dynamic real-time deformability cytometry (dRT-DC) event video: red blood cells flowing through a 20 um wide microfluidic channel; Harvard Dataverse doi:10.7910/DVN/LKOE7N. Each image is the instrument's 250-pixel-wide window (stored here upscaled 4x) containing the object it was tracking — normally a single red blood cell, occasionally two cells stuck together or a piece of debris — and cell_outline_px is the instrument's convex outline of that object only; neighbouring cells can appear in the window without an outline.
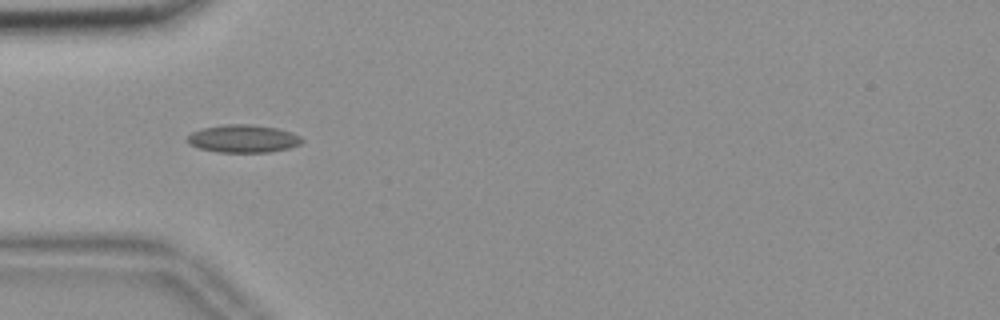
{"species": "common noctule bat (a hibernating species)", "species_latin": "Nyctalus noctula", "temperature_condition": "room temperature", "stored_images_in_passage": 42, "camera_frame_rate_fps": 3000, "um_per_image_px": 0.085, "animal": {"sex": "female", "body_mass_g": 18.4}, "frame": {"image": 1, "passage_image": 4, "time_ms": 1.0, "image_size_px": [1000, 320], "cell_outline_px": [[304, 140], [300, 144], [288, 148], [272, 152], [216, 152], [200, 148], [188, 144], [184, 140], [192, 132], [204, 128], [228, 124], [248, 124], [276, 128], [292, 132], [300, 136]], "centroid_in_image_um": [20.66, 11.79], "position_along_channel_um": 64.3, "area_um2": 18.55}}
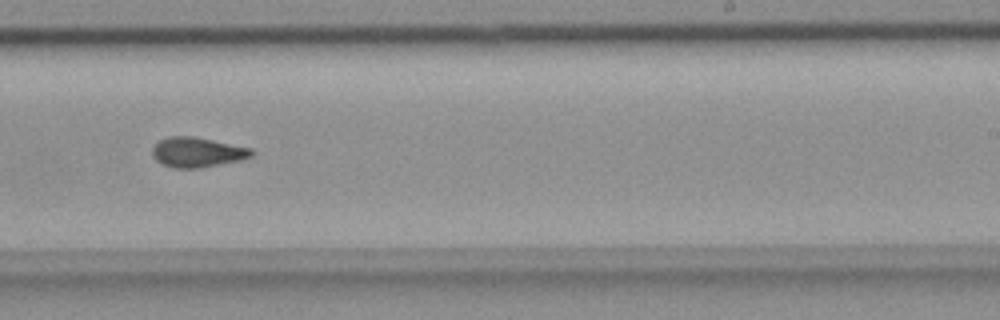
{"frame": {"image": 2, "passage_image": 21, "time_ms": 6.667, "image_size_px": [1000, 320], "cell_outline_px": [[256, 152], [252, 156], [240, 160], [200, 168], [172, 168], [156, 160], [152, 156], [152, 148], [160, 140], [168, 136], [192, 136], [252, 148]], "centroid_in_image_um": [16.78, 12.94], "position_along_channel_um": 272.2, "area_um2": 17.28}}
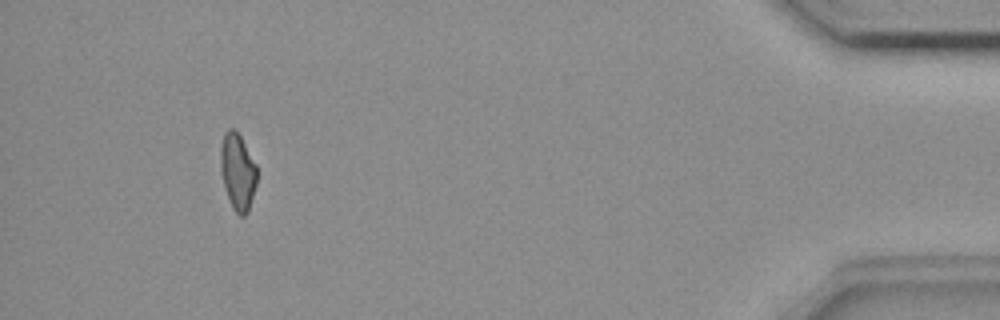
{"frame": {"image": 3, "passage_image": 38, "time_ms": 12.333, "image_size_px": [1000, 320], "cell_outline_px": [[256, 184], [248, 212], [244, 216], [240, 216], [232, 208], [220, 172], [220, 148], [224, 132], [228, 128], [236, 128], [256, 164]], "centroid_in_image_um": [20.19, 14.55], "position_along_channel_um": 415.0, "area_um2": 16.3}, "authors_computed_cell_mechanics": {"area_um2": 16.8198, "velocity_mm_per_s": 3.6934, "shape_relaxation_time_tau1_ms": null, "shape_relaxation_time_tau2_ms": 2.7903, "deformation_change_tau1": null, "deformation_change_tau2": 0.0824}}